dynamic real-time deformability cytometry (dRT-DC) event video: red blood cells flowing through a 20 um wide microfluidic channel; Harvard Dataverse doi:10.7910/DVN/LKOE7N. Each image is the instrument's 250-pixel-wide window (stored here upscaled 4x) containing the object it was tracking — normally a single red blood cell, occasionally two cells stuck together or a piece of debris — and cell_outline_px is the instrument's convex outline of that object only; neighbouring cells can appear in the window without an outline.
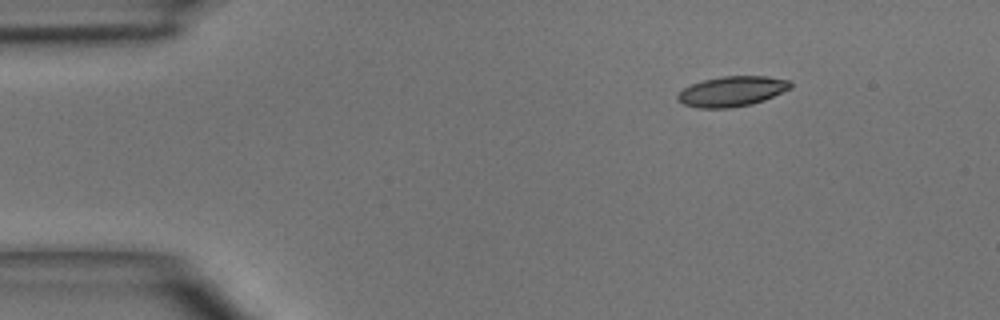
{"species": "common noctule bat (a hibernating species)", "species_latin": "Nyctalus noctula", "temperature_condition": "room temperature", "stored_images_in_passage": 4, "segment_of_instrument_passage": [2, 2], "camera_frame_rate_fps": 3000, "um_per_image_px": 0.085, "animal": {"sex": "male", "body_mass_g": 15.6}, "frame": {"image": 1, "passage_image": 4, "time_ms": 3.333, "image_size_px": [1000, 320], "cell_outline_px": [[792, 88], [764, 100], [752, 104], [728, 108], [696, 108], [684, 104], [676, 100], [676, 96], [684, 88], [692, 84], [704, 80], [724, 76], [764, 76], [788, 80], [792, 84]], "centroid_in_image_um": [62.21, 7.77], "position_along_channel_um": 22.8, "area_um2": 19.77}}